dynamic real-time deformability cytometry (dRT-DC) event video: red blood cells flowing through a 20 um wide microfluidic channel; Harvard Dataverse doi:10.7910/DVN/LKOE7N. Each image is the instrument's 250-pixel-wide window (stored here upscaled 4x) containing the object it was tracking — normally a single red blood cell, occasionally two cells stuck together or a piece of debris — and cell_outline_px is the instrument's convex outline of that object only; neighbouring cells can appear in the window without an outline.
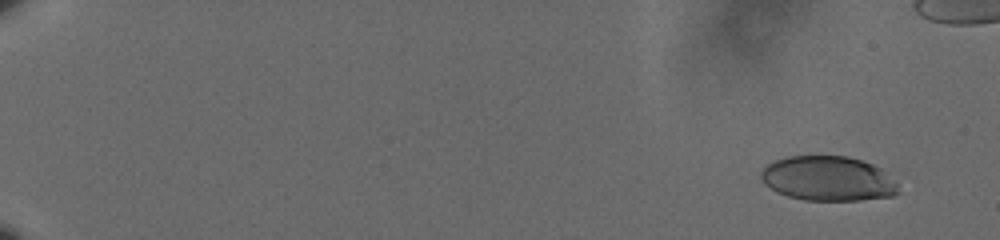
{"species": "human", "species_latin": "Homo sapiens", "temperature_condition": "cold", "stored_images_in_passage": 55, "camera_frame_rate_fps": 3000, "um_per_image_px": 0.085, "donor": {"sex": "male"}, "frame": {"image": 1, "passage_image": 1, "time_ms": 0.0, "image_size_px": [1000, 240], "cell_outline_px": [[900, 192], [892, 196], [860, 200], [804, 200], [788, 196], [776, 192], [764, 184], [760, 176], [760, 172], [768, 164], [776, 160], [788, 156], [848, 156], [872, 164], [880, 168], [900, 184]], "centroid_in_image_um": [70.4, 15.19], "position_along_channel_um": 14.6, "area_um2": 35.95}}
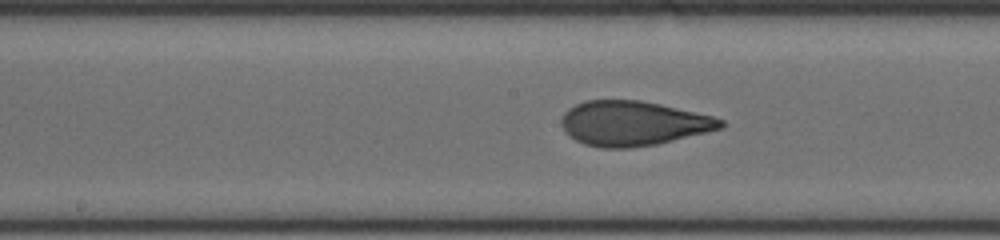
{"frame": {"image": 2, "passage_image": 32, "time_ms": 10.333, "image_size_px": [1000, 240], "cell_outline_px": [[724, 128], [656, 144], [632, 148], [600, 148], [584, 144], [576, 140], [564, 132], [560, 124], [560, 120], [564, 112], [568, 108], [584, 100], [640, 100], [660, 104], [712, 116], [724, 120]], "centroid_in_image_um": [53.77, 10.49], "position_along_channel_um": 194.4, "area_um2": 41.62}}
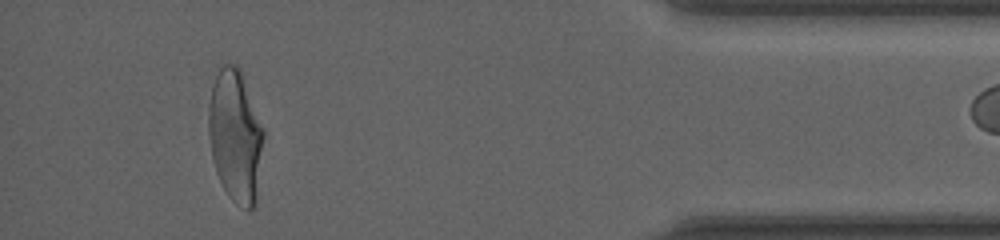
{"frame": {"image": 3, "passage_image": 54, "time_ms": 17.667, "image_size_px": [1000, 240], "cell_outline_px": [[264, 136], [256, 200], [252, 208], [248, 212], [236, 204], [228, 196], [216, 172], [212, 156], [208, 132], [208, 104], [212, 88], [216, 76], [220, 68], [224, 64], [236, 64], [240, 68], [264, 128]], "centroid_in_image_um": [20.01, 11.56], "position_along_channel_um": 415.2, "area_um2": 42.54}}